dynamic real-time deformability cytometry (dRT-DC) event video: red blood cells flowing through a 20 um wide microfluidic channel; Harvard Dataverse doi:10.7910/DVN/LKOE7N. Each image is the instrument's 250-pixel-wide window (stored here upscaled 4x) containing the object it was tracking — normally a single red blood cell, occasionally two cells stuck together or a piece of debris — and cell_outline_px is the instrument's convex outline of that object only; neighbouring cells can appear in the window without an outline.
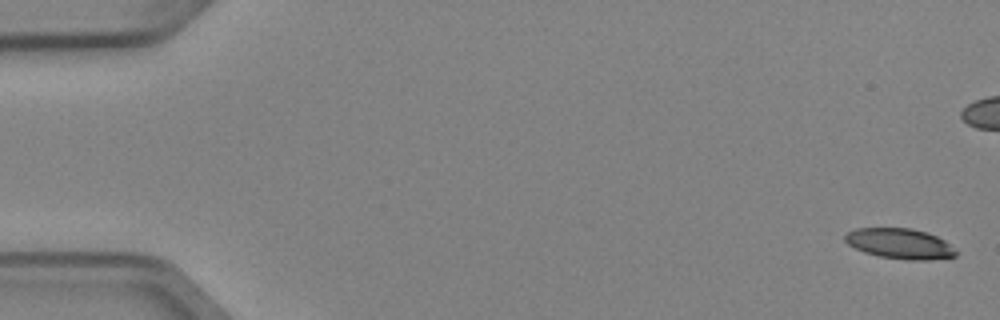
{"species": "Egyptian fruit bat (a non-hibernating species)", "species_latin": "Rousettus aegyptiacus", "temperature_condition": "cold", "stored_images_in_passage": 4, "camera_frame_rate_fps": 3000, "um_per_image_px": 0.085, "animal": {"sex": "female"}, "frame": {"image": 1, "passage_image": 1, "time_ms": 0.0, "image_size_px": [1000, 320], "cell_outline_px": [[956, 256], [932, 260], [904, 260], [880, 256], [864, 252], [848, 244], [844, 240], [844, 236], [848, 232], [856, 228], [912, 228], [936, 236], [944, 240], [956, 252]], "centroid_in_image_um": [76.46, 20.71], "position_along_channel_um": 8.5, "area_um2": 19.48}}